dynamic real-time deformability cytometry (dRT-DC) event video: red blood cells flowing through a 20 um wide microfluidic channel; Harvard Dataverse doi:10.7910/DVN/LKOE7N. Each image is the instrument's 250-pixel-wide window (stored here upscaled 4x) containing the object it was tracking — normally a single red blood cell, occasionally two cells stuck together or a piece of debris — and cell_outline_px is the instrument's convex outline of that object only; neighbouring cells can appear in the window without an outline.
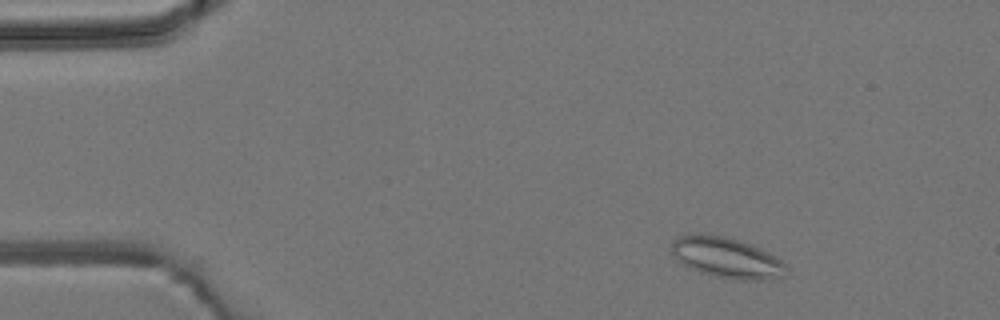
{"species": "common noctule bat (a hibernating species)", "species_latin": "Nyctalus noctula", "temperature_condition": "room temperature", "stored_images_in_passage": 5, "camera_frame_rate_fps": 3000, "um_per_image_px": 0.085, "animal": {"sex": "male", "body_mass_g": 19.2, "forearm_length_mm": 51.8}, "frame": {"image": 1, "passage_image": 5, "time_ms": 5.667, "image_size_px": [1000, 320], "cell_outline_px": [[788, 276], [760, 280], [736, 280], [700, 272], [684, 264], [672, 252], [672, 240], [680, 236], [696, 232], [700, 232], [724, 236], [752, 244], [768, 252], [780, 260], [788, 268]], "centroid_in_image_um": [61.8, 21.89], "position_along_channel_um": 23.2, "area_um2": 27.17}}